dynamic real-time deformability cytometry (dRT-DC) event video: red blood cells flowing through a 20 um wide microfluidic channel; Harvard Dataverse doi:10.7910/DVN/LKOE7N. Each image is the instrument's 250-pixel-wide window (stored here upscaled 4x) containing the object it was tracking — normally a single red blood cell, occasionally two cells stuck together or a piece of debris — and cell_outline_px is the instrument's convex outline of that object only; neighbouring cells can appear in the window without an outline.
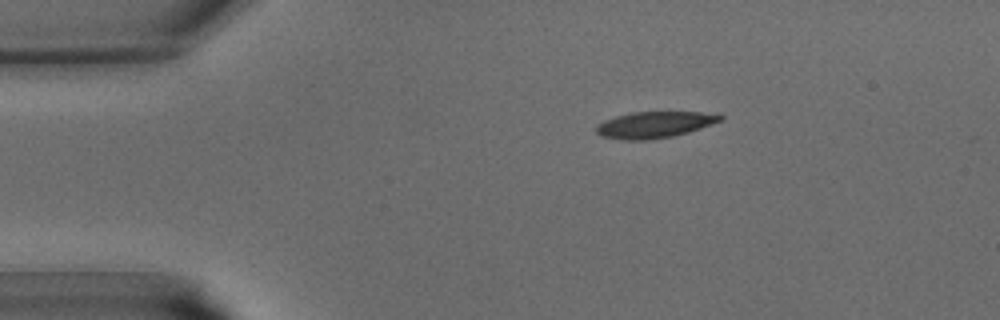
{"species": "common noctule bat (a hibernating species)", "species_latin": "Nyctalus noctula", "temperature_condition": "warm", "stored_images_in_passage": 35, "camera_frame_rate_fps": 3000, "um_per_image_px": 0.085, "animal": {"sex": "male", "body_mass_g": 15.6}, "frame": {"image": 1, "passage_image": 1, "time_ms": 0.0, "image_size_px": [1000, 320], "cell_outline_px": [[724, 120], [688, 132], [672, 136], [648, 140], [624, 140], [600, 136], [596, 132], [596, 124], [604, 120], [616, 116], [632, 112], [700, 112], [724, 116]], "centroid_in_image_um": [55.59, 10.6], "position_along_channel_um": 29.4, "area_um2": 19.02}}
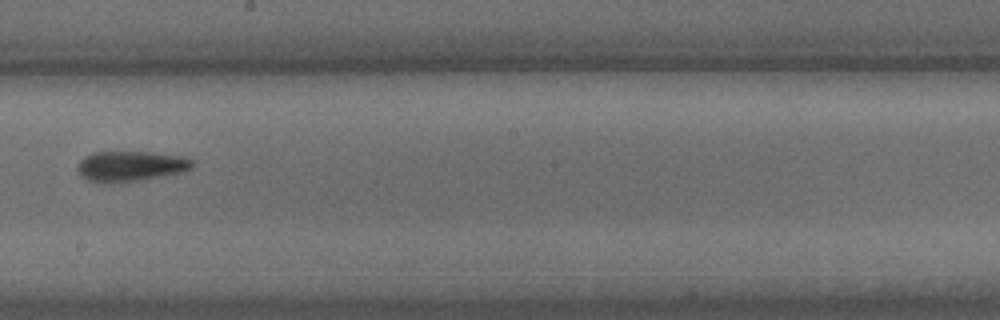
{"frame": {"image": 2, "passage_image": 17, "time_ms": 5.333, "image_size_px": [1000, 320], "cell_outline_px": [[196, 164], [192, 168], [180, 172], [140, 180], [112, 184], [104, 184], [88, 180], [80, 176], [76, 172], [76, 168], [80, 160], [92, 152], [148, 152], [180, 156], [192, 160]], "centroid_in_image_um": [11.03, 14.14], "position_along_channel_um": 237.2, "area_um2": 20.46}}
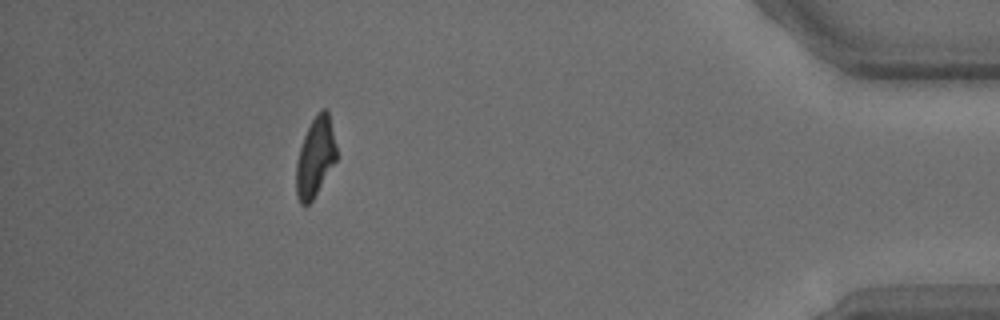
{"frame": {"image": 3, "passage_image": 31, "time_ms": 10.0, "image_size_px": [1000, 320], "cell_outline_px": [[336, 160], [312, 200], [308, 204], [300, 204], [296, 196], [296, 160], [304, 136], [316, 112], [320, 108], [324, 108], [328, 112], [336, 148]], "centroid_in_image_um": [26.77, 13.35], "position_along_channel_um": 408.4, "area_um2": 18.32}}